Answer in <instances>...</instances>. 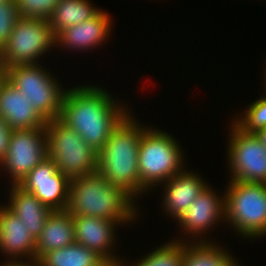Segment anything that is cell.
Here are the masks:
<instances>
[{
  "label": "cell",
  "mask_w": 266,
  "mask_h": 266,
  "mask_svg": "<svg viewBox=\"0 0 266 266\" xmlns=\"http://www.w3.org/2000/svg\"><path fill=\"white\" fill-rule=\"evenodd\" d=\"M114 101L105 89L93 85L70 88L63 95L59 119L98 153L129 114L126 107Z\"/></svg>",
  "instance_id": "obj_1"
},
{
  "label": "cell",
  "mask_w": 266,
  "mask_h": 266,
  "mask_svg": "<svg viewBox=\"0 0 266 266\" xmlns=\"http://www.w3.org/2000/svg\"><path fill=\"white\" fill-rule=\"evenodd\" d=\"M129 113L112 131L98 152V172L112 185L118 186L133 199L145 192L141 188L138 151L142 126Z\"/></svg>",
  "instance_id": "obj_2"
},
{
  "label": "cell",
  "mask_w": 266,
  "mask_h": 266,
  "mask_svg": "<svg viewBox=\"0 0 266 266\" xmlns=\"http://www.w3.org/2000/svg\"><path fill=\"white\" fill-rule=\"evenodd\" d=\"M133 201L128 193L96 171L70 181L67 211L73 216H93L124 224L137 216Z\"/></svg>",
  "instance_id": "obj_3"
},
{
  "label": "cell",
  "mask_w": 266,
  "mask_h": 266,
  "mask_svg": "<svg viewBox=\"0 0 266 266\" xmlns=\"http://www.w3.org/2000/svg\"><path fill=\"white\" fill-rule=\"evenodd\" d=\"M47 156L70 181L98 170V153L59 118L45 126Z\"/></svg>",
  "instance_id": "obj_4"
},
{
  "label": "cell",
  "mask_w": 266,
  "mask_h": 266,
  "mask_svg": "<svg viewBox=\"0 0 266 266\" xmlns=\"http://www.w3.org/2000/svg\"><path fill=\"white\" fill-rule=\"evenodd\" d=\"M182 160L176 139L160 129L145 128L138 151L141 188L146 192L148 187L165 183L180 173L184 166Z\"/></svg>",
  "instance_id": "obj_5"
},
{
  "label": "cell",
  "mask_w": 266,
  "mask_h": 266,
  "mask_svg": "<svg viewBox=\"0 0 266 266\" xmlns=\"http://www.w3.org/2000/svg\"><path fill=\"white\" fill-rule=\"evenodd\" d=\"M224 194L225 221L239 235L256 238L266 234V184L229 181ZM229 221V222H228Z\"/></svg>",
  "instance_id": "obj_6"
},
{
  "label": "cell",
  "mask_w": 266,
  "mask_h": 266,
  "mask_svg": "<svg viewBox=\"0 0 266 266\" xmlns=\"http://www.w3.org/2000/svg\"><path fill=\"white\" fill-rule=\"evenodd\" d=\"M39 64L15 65L6 68L5 78L14 85L35 110L46 120L61 116L65 89H61L56 78Z\"/></svg>",
  "instance_id": "obj_7"
},
{
  "label": "cell",
  "mask_w": 266,
  "mask_h": 266,
  "mask_svg": "<svg viewBox=\"0 0 266 266\" xmlns=\"http://www.w3.org/2000/svg\"><path fill=\"white\" fill-rule=\"evenodd\" d=\"M56 46V36L49 21L20 17L9 36L7 45L0 52V66L37 64L51 46Z\"/></svg>",
  "instance_id": "obj_8"
},
{
  "label": "cell",
  "mask_w": 266,
  "mask_h": 266,
  "mask_svg": "<svg viewBox=\"0 0 266 266\" xmlns=\"http://www.w3.org/2000/svg\"><path fill=\"white\" fill-rule=\"evenodd\" d=\"M232 124L228 142L230 179L266 184V147L255 133H245Z\"/></svg>",
  "instance_id": "obj_9"
},
{
  "label": "cell",
  "mask_w": 266,
  "mask_h": 266,
  "mask_svg": "<svg viewBox=\"0 0 266 266\" xmlns=\"http://www.w3.org/2000/svg\"><path fill=\"white\" fill-rule=\"evenodd\" d=\"M47 157L45 127L12 130L1 166L10 173L13 185L20 182Z\"/></svg>",
  "instance_id": "obj_10"
},
{
  "label": "cell",
  "mask_w": 266,
  "mask_h": 266,
  "mask_svg": "<svg viewBox=\"0 0 266 266\" xmlns=\"http://www.w3.org/2000/svg\"><path fill=\"white\" fill-rule=\"evenodd\" d=\"M69 185L70 180L57 170L56 164L48 156L19 184L52 211L67 210Z\"/></svg>",
  "instance_id": "obj_11"
},
{
  "label": "cell",
  "mask_w": 266,
  "mask_h": 266,
  "mask_svg": "<svg viewBox=\"0 0 266 266\" xmlns=\"http://www.w3.org/2000/svg\"><path fill=\"white\" fill-rule=\"evenodd\" d=\"M0 115L11 130L46 126V120L5 77L0 83Z\"/></svg>",
  "instance_id": "obj_12"
},
{
  "label": "cell",
  "mask_w": 266,
  "mask_h": 266,
  "mask_svg": "<svg viewBox=\"0 0 266 266\" xmlns=\"http://www.w3.org/2000/svg\"><path fill=\"white\" fill-rule=\"evenodd\" d=\"M73 223L76 243L95 251L106 262H121L118 257L112 255L111 249H109L115 240L114 232L116 228L114 227L117 226L116 224H122L121 222H113L109 219L93 216H73ZM108 250H110V253Z\"/></svg>",
  "instance_id": "obj_13"
},
{
  "label": "cell",
  "mask_w": 266,
  "mask_h": 266,
  "mask_svg": "<svg viewBox=\"0 0 266 266\" xmlns=\"http://www.w3.org/2000/svg\"><path fill=\"white\" fill-rule=\"evenodd\" d=\"M215 192L207 185L180 217L178 223L186 235L196 234L198 237L217 221L225 220L224 196H217Z\"/></svg>",
  "instance_id": "obj_14"
},
{
  "label": "cell",
  "mask_w": 266,
  "mask_h": 266,
  "mask_svg": "<svg viewBox=\"0 0 266 266\" xmlns=\"http://www.w3.org/2000/svg\"><path fill=\"white\" fill-rule=\"evenodd\" d=\"M108 13L100 10L91 19L75 24L61 31L56 36V44L74 49H91L106 41L111 33V22Z\"/></svg>",
  "instance_id": "obj_15"
},
{
  "label": "cell",
  "mask_w": 266,
  "mask_h": 266,
  "mask_svg": "<svg viewBox=\"0 0 266 266\" xmlns=\"http://www.w3.org/2000/svg\"><path fill=\"white\" fill-rule=\"evenodd\" d=\"M0 251L4 254L6 253L7 257L10 255V258L15 260H18V257L23 258L24 256L26 258L36 257V239L17 215L6 206L1 205Z\"/></svg>",
  "instance_id": "obj_16"
},
{
  "label": "cell",
  "mask_w": 266,
  "mask_h": 266,
  "mask_svg": "<svg viewBox=\"0 0 266 266\" xmlns=\"http://www.w3.org/2000/svg\"><path fill=\"white\" fill-rule=\"evenodd\" d=\"M191 173L183 170L167 180L165 184L163 183L165 185L163 207L174 220H179L196 197L207 187L199 175Z\"/></svg>",
  "instance_id": "obj_17"
},
{
  "label": "cell",
  "mask_w": 266,
  "mask_h": 266,
  "mask_svg": "<svg viewBox=\"0 0 266 266\" xmlns=\"http://www.w3.org/2000/svg\"><path fill=\"white\" fill-rule=\"evenodd\" d=\"M76 243L73 215L67 210L52 211L44 224L41 235L36 240V258L45 253Z\"/></svg>",
  "instance_id": "obj_18"
},
{
  "label": "cell",
  "mask_w": 266,
  "mask_h": 266,
  "mask_svg": "<svg viewBox=\"0 0 266 266\" xmlns=\"http://www.w3.org/2000/svg\"><path fill=\"white\" fill-rule=\"evenodd\" d=\"M10 193V201L6 207L18 216L31 235L37 240L52 210L19 185L12 184Z\"/></svg>",
  "instance_id": "obj_19"
},
{
  "label": "cell",
  "mask_w": 266,
  "mask_h": 266,
  "mask_svg": "<svg viewBox=\"0 0 266 266\" xmlns=\"http://www.w3.org/2000/svg\"><path fill=\"white\" fill-rule=\"evenodd\" d=\"M200 240L193 241L194 244L183 242L182 266H239L225 249L213 244L211 240Z\"/></svg>",
  "instance_id": "obj_20"
},
{
  "label": "cell",
  "mask_w": 266,
  "mask_h": 266,
  "mask_svg": "<svg viewBox=\"0 0 266 266\" xmlns=\"http://www.w3.org/2000/svg\"><path fill=\"white\" fill-rule=\"evenodd\" d=\"M99 11L88 0H61L49 23L57 36L64 29L91 19Z\"/></svg>",
  "instance_id": "obj_21"
},
{
  "label": "cell",
  "mask_w": 266,
  "mask_h": 266,
  "mask_svg": "<svg viewBox=\"0 0 266 266\" xmlns=\"http://www.w3.org/2000/svg\"><path fill=\"white\" fill-rule=\"evenodd\" d=\"M40 261L42 266H102L106 263L95 251L78 243L49 251Z\"/></svg>",
  "instance_id": "obj_22"
},
{
  "label": "cell",
  "mask_w": 266,
  "mask_h": 266,
  "mask_svg": "<svg viewBox=\"0 0 266 266\" xmlns=\"http://www.w3.org/2000/svg\"><path fill=\"white\" fill-rule=\"evenodd\" d=\"M167 242L132 266H182L183 242Z\"/></svg>",
  "instance_id": "obj_23"
},
{
  "label": "cell",
  "mask_w": 266,
  "mask_h": 266,
  "mask_svg": "<svg viewBox=\"0 0 266 266\" xmlns=\"http://www.w3.org/2000/svg\"><path fill=\"white\" fill-rule=\"evenodd\" d=\"M248 106L244 116L233 123L245 133H256L266 127V97H261Z\"/></svg>",
  "instance_id": "obj_24"
},
{
  "label": "cell",
  "mask_w": 266,
  "mask_h": 266,
  "mask_svg": "<svg viewBox=\"0 0 266 266\" xmlns=\"http://www.w3.org/2000/svg\"><path fill=\"white\" fill-rule=\"evenodd\" d=\"M20 17L49 21L61 0H14Z\"/></svg>",
  "instance_id": "obj_25"
},
{
  "label": "cell",
  "mask_w": 266,
  "mask_h": 266,
  "mask_svg": "<svg viewBox=\"0 0 266 266\" xmlns=\"http://www.w3.org/2000/svg\"><path fill=\"white\" fill-rule=\"evenodd\" d=\"M20 18L14 0L0 4V52L7 45L16 21Z\"/></svg>",
  "instance_id": "obj_26"
},
{
  "label": "cell",
  "mask_w": 266,
  "mask_h": 266,
  "mask_svg": "<svg viewBox=\"0 0 266 266\" xmlns=\"http://www.w3.org/2000/svg\"><path fill=\"white\" fill-rule=\"evenodd\" d=\"M11 132L12 130L0 115V164L6 156Z\"/></svg>",
  "instance_id": "obj_27"
},
{
  "label": "cell",
  "mask_w": 266,
  "mask_h": 266,
  "mask_svg": "<svg viewBox=\"0 0 266 266\" xmlns=\"http://www.w3.org/2000/svg\"><path fill=\"white\" fill-rule=\"evenodd\" d=\"M11 260V261H10ZM5 263H2L1 266H42V263L40 261L39 258L36 257H32L29 258L28 261H22V259H20L19 261H15V259H10Z\"/></svg>",
  "instance_id": "obj_28"
},
{
  "label": "cell",
  "mask_w": 266,
  "mask_h": 266,
  "mask_svg": "<svg viewBox=\"0 0 266 266\" xmlns=\"http://www.w3.org/2000/svg\"><path fill=\"white\" fill-rule=\"evenodd\" d=\"M255 134L259 138L261 143L266 147V127L258 130Z\"/></svg>",
  "instance_id": "obj_29"
},
{
  "label": "cell",
  "mask_w": 266,
  "mask_h": 266,
  "mask_svg": "<svg viewBox=\"0 0 266 266\" xmlns=\"http://www.w3.org/2000/svg\"><path fill=\"white\" fill-rule=\"evenodd\" d=\"M124 262H120V261H115V262H106L104 265L102 266H125V264L123 265Z\"/></svg>",
  "instance_id": "obj_30"
},
{
  "label": "cell",
  "mask_w": 266,
  "mask_h": 266,
  "mask_svg": "<svg viewBox=\"0 0 266 266\" xmlns=\"http://www.w3.org/2000/svg\"><path fill=\"white\" fill-rule=\"evenodd\" d=\"M5 77V71L3 70V68L0 66V83L1 81L4 79Z\"/></svg>",
  "instance_id": "obj_31"
},
{
  "label": "cell",
  "mask_w": 266,
  "mask_h": 266,
  "mask_svg": "<svg viewBox=\"0 0 266 266\" xmlns=\"http://www.w3.org/2000/svg\"><path fill=\"white\" fill-rule=\"evenodd\" d=\"M6 1H8V0H0V4L3 3V2H6Z\"/></svg>",
  "instance_id": "obj_32"
}]
</instances>
